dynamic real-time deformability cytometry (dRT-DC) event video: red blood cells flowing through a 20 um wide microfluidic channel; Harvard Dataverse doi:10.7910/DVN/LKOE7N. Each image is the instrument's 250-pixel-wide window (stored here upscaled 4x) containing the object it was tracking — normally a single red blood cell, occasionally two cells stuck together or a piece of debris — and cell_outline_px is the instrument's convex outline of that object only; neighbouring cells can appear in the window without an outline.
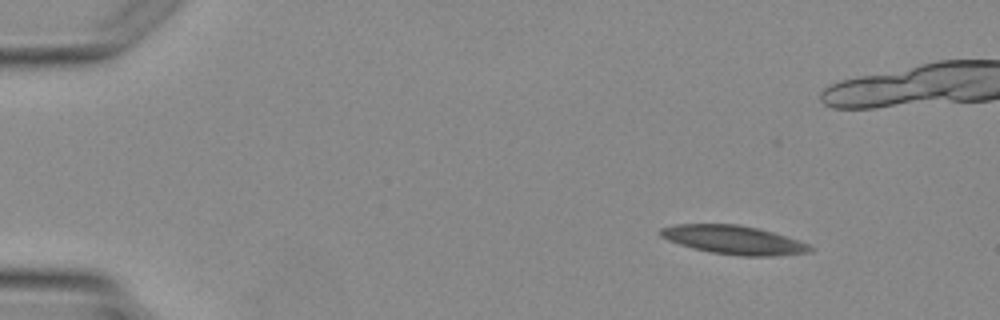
{"species": "Egyptian fruit bat (a non-hibernating species)", "species_latin": "Rousettus aegyptiacus", "temperature_condition": "warm", "stored_images_in_passage": 7, "camera_frame_rate_fps": 3000, "um_per_image_px": 0.085, "animal": {"sex": "female"}, "frame": {"image": 1, "passage_image": 2, "time_ms": 1.333, "image_size_px": [1000, 320], "cell_outline_px": [[816, 248], [812, 252], [776, 256], [740, 256], [712, 252], [692, 248], [668, 240], [660, 236], [656, 232], [660, 228], [676, 224], [740, 224], [760, 228], [800, 240], [812, 244]], "centroid_in_image_um": [62.43, 20.39], "position_along_channel_um": 22.6, "area_um2": 25.49}}